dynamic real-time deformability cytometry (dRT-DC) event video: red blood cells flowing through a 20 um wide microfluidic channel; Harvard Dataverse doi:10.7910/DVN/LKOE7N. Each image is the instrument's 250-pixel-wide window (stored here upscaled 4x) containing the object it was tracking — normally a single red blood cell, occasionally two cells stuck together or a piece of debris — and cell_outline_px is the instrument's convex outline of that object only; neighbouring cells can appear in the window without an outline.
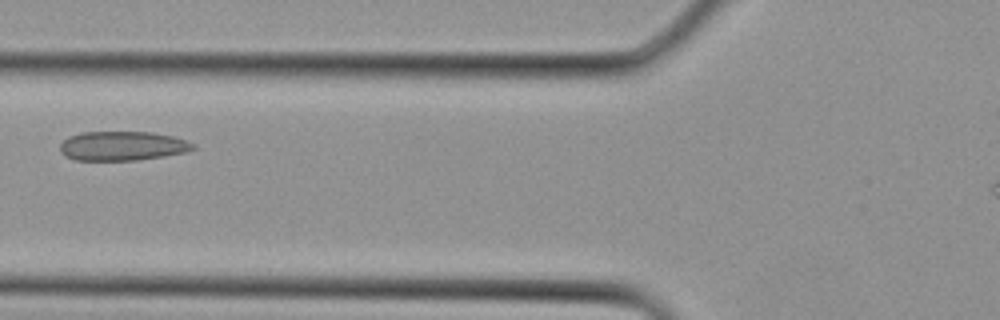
{"species": "Egyptian fruit bat (a non-hibernating species)", "species_latin": "Rousettus aegyptiacus", "temperature_condition": "cold", "stored_images_in_passage": 3, "camera_frame_rate_fps": 3000, "um_per_image_px": 0.085, "animal": {"sex": "female"}, "frame": {"image": 1, "passage_image": 3, "time_ms": 0.667, "image_size_px": [1000, 320], "cell_outline_px": [[196, 148], [188, 152], [164, 156], [136, 160], [76, 160], [64, 156], [60, 152], [60, 144], [68, 136], [84, 132], [152, 132], [172, 136], [196, 144]], "centroid_in_image_um": [10.41, 12.41], "position_along_channel_um": 115.4, "area_um2": 22.77}}